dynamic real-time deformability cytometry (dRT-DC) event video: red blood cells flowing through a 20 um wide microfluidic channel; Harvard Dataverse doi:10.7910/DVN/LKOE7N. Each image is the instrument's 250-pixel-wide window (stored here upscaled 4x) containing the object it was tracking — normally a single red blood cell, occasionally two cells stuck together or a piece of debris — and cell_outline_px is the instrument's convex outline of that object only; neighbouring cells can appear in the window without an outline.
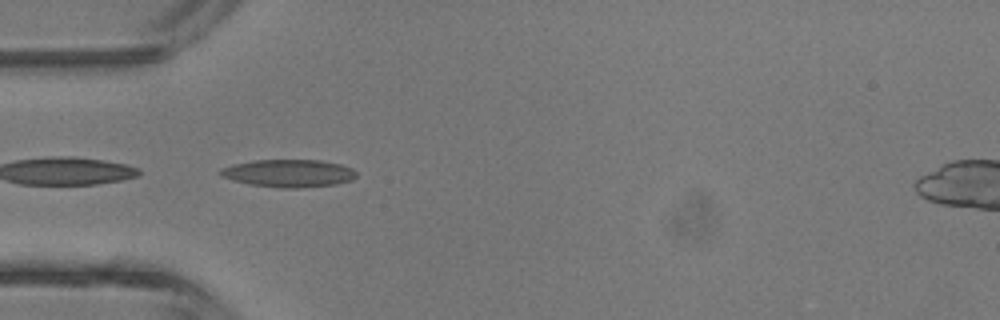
{"species": "common noctule bat (a hibernating species)", "species_latin": "Nyctalus noctula", "temperature_condition": "room temperature", "stored_images_in_passage": 5, "camera_frame_rate_fps": 3000, "um_per_image_px": 0.085, "animal": {"sex": "male", "body_mass_g": 13.3}, "frame": {"image": 1, "passage_image": 4, "time_ms": 3.667, "image_size_px": [1000, 320], "cell_outline_px": [[356, 176], [352, 180], [336, 184], [296, 188], [280, 188], [252, 184], [232, 180], [220, 176], [216, 172], [220, 168], [252, 160], [320, 160], [340, 164], [352, 168], [356, 172]], "centroid_in_image_um": [24.52, 14.72], "position_along_channel_um": 60.5, "area_um2": 21.91}}
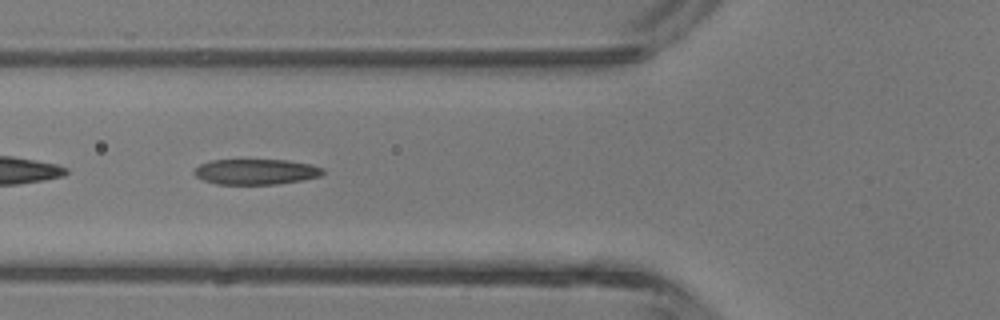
{"frame": {"image": 2, "passage_image": 5, "time_ms": 4.667, "image_size_px": [1000, 320], "cell_outline_px": [[324, 172], [320, 176], [304, 180], [276, 184], [216, 184], [204, 180], [196, 176], [192, 172], [200, 164], [212, 160], [288, 160], [312, 164], [324, 168]], "centroid_in_image_um": [21.78, 14.59], "position_along_channel_um": 104.0, "area_um2": 19.19}}